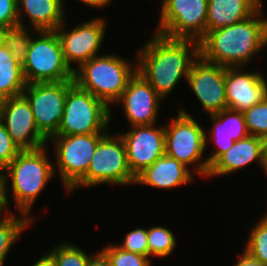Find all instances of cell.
<instances>
[{
    "mask_svg": "<svg viewBox=\"0 0 267 266\" xmlns=\"http://www.w3.org/2000/svg\"><path fill=\"white\" fill-rule=\"evenodd\" d=\"M199 56V41L169 38L155 33L138 50L137 71L164 100L181 78L187 81L191 67Z\"/></svg>",
    "mask_w": 267,
    "mask_h": 266,
    "instance_id": "obj_1",
    "label": "cell"
},
{
    "mask_svg": "<svg viewBox=\"0 0 267 266\" xmlns=\"http://www.w3.org/2000/svg\"><path fill=\"white\" fill-rule=\"evenodd\" d=\"M260 7L235 24L209 31L200 41V55L224 67H242L266 46L267 18Z\"/></svg>",
    "mask_w": 267,
    "mask_h": 266,
    "instance_id": "obj_2",
    "label": "cell"
},
{
    "mask_svg": "<svg viewBox=\"0 0 267 266\" xmlns=\"http://www.w3.org/2000/svg\"><path fill=\"white\" fill-rule=\"evenodd\" d=\"M135 61L134 66L116 54L98 55L76 67L73 80L79 88L90 92L111 109V104L120 98L136 73Z\"/></svg>",
    "mask_w": 267,
    "mask_h": 266,
    "instance_id": "obj_3",
    "label": "cell"
},
{
    "mask_svg": "<svg viewBox=\"0 0 267 266\" xmlns=\"http://www.w3.org/2000/svg\"><path fill=\"white\" fill-rule=\"evenodd\" d=\"M46 146L20 151L4 169L6 182L8 177L11 179L14 205L19 213L28 217H31L29 212L35 200L55 173L53 163L48 159Z\"/></svg>",
    "mask_w": 267,
    "mask_h": 266,
    "instance_id": "obj_4",
    "label": "cell"
},
{
    "mask_svg": "<svg viewBox=\"0 0 267 266\" xmlns=\"http://www.w3.org/2000/svg\"><path fill=\"white\" fill-rule=\"evenodd\" d=\"M38 36L32 37L22 64L27 84L73 80L75 68L66 63L56 31H38Z\"/></svg>",
    "mask_w": 267,
    "mask_h": 266,
    "instance_id": "obj_5",
    "label": "cell"
},
{
    "mask_svg": "<svg viewBox=\"0 0 267 266\" xmlns=\"http://www.w3.org/2000/svg\"><path fill=\"white\" fill-rule=\"evenodd\" d=\"M122 137L106 133L99 141L85 176L70 190L99 184H135Z\"/></svg>",
    "mask_w": 267,
    "mask_h": 266,
    "instance_id": "obj_6",
    "label": "cell"
},
{
    "mask_svg": "<svg viewBox=\"0 0 267 266\" xmlns=\"http://www.w3.org/2000/svg\"><path fill=\"white\" fill-rule=\"evenodd\" d=\"M111 113L102 100L74 84L67 91L62 121L55 135L106 133Z\"/></svg>",
    "mask_w": 267,
    "mask_h": 266,
    "instance_id": "obj_7",
    "label": "cell"
},
{
    "mask_svg": "<svg viewBox=\"0 0 267 266\" xmlns=\"http://www.w3.org/2000/svg\"><path fill=\"white\" fill-rule=\"evenodd\" d=\"M74 84V80L29 83L22 93L30 104L39 132L47 140L59 129L67 91Z\"/></svg>",
    "mask_w": 267,
    "mask_h": 266,
    "instance_id": "obj_8",
    "label": "cell"
},
{
    "mask_svg": "<svg viewBox=\"0 0 267 266\" xmlns=\"http://www.w3.org/2000/svg\"><path fill=\"white\" fill-rule=\"evenodd\" d=\"M106 133L54 135L48 142L55 144L60 178L70 191L87 173L100 139Z\"/></svg>",
    "mask_w": 267,
    "mask_h": 266,
    "instance_id": "obj_9",
    "label": "cell"
},
{
    "mask_svg": "<svg viewBox=\"0 0 267 266\" xmlns=\"http://www.w3.org/2000/svg\"><path fill=\"white\" fill-rule=\"evenodd\" d=\"M156 33L200 41L206 35L208 0H163Z\"/></svg>",
    "mask_w": 267,
    "mask_h": 266,
    "instance_id": "obj_10",
    "label": "cell"
},
{
    "mask_svg": "<svg viewBox=\"0 0 267 266\" xmlns=\"http://www.w3.org/2000/svg\"><path fill=\"white\" fill-rule=\"evenodd\" d=\"M165 126V154L187 167L201 160L208 144V135L185 110Z\"/></svg>",
    "mask_w": 267,
    "mask_h": 266,
    "instance_id": "obj_11",
    "label": "cell"
},
{
    "mask_svg": "<svg viewBox=\"0 0 267 266\" xmlns=\"http://www.w3.org/2000/svg\"><path fill=\"white\" fill-rule=\"evenodd\" d=\"M0 118L20 151L35 150L48 144L39 132L30 104L23 95L3 99Z\"/></svg>",
    "mask_w": 267,
    "mask_h": 266,
    "instance_id": "obj_12",
    "label": "cell"
},
{
    "mask_svg": "<svg viewBox=\"0 0 267 266\" xmlns=\"http://www.w3.org/2000/svg\"><path fill=\"white\" fill-rule=\"evenodd\" d=\"M225 79L226 67L209 62L201 55L194 61L187 83L207 114L227 108Z\"/></svg>",
    "mask_w": 267,
    "mask_h": 266,
    "instance_id": "obj_13",
    "label": "cell"
},
{
    "mask_svg": "<svg viewBox=\"0 0 267 266\" xmlns=\"http://www.w3.org/2000/svg\"><path fill=\"white\" fill-rule=\"evenodd\" d=\"M120 134L125 147L132 175L136 178L157 159L165 155V125H142L130 127Z\"/></svg>",
    "mask_w": 267,
    "mask_h": 266,
    "instance_id": "obj_14",
    "label": "cell"
},
{
    "mask_svg": "<svg viewBox=\"0 0 267 266\" xmlns=\"http://www.w3.org/2000/svg\"><path fill=\"white\" fill-rule=\"evenodd\" d=\"M105 25V19L95 17L79 24L69 32L63 30L66 29L64 22L55 30L62 45L65 61L70 68H72V62L80 66L98 56L97 52L105 38Z\"/></svg>",
    "mask_w": 267,
    "mask_h": 266,
    "instance_id": "obj_15",
    "label": "cell"
},
{
    "mask_svg": "<svg viewBox=\"0 0 267 266\" xmlns=\"http://www.w3.org/2000/svg\"><path fill=\"white\" fill-rule=\"evenodd\" d=\"M161 101L164 100L141 73L136 71L115 104H122L124 114L131 124L130 126L134 127L156 124Z\"/></svg>",
    "mask_w": 267,
    "mask_h": 266,
    "instance_id": "obj_16",
    "label": "cell"
},
{
    "mask_svg": "<svg viewBox=\"0 0 267 266\" xmlns=\"http://www.w3.org/2000/svg\"><path fill=\"white\" fill-rule=\"evenodd\" d=\"M212 124L211 141L214 140L216 150L207 159L199 162L194 172L205 176L208 175L210 166L227 150H229L235 141L243 139L249 135L244 120V114L238 110L226 108L221 112L209 114ZM213 139V140H212Z\"/></svg>",
    "mask_w": 267,
    "mask_h": 266,
    "instance_id": "obj_17",
    "label": "cell"
},
{
    "mask_svg": "<svg viewBox=\"0 0 267 266\" xmlns=\"http://www.w3.org/2000/svg\"><path fill=\"white\" fill-rule=\"evenodd\" d=\"M240 67H226L227 108L245 111L267 96V81L260 72H240Z\"/></svg>",
    "mask_w": 267,
    "mask_h": 266,
    "instance_id": "obj_18",
    "label": "cell"
},
{
    "mask_svg": "<svg viewBox=\"0 0 267 266\" xmlns=\"http://www.w3.org/2000/svg\"><path fill=\"white\" fill-rule=\"evenodd\" d=\"M255 161L262 168L263 139L248 135L235 141L233 146L210 166L207 177L232 174Z\"/></svg>",
    "mask_w": 267,
    "mask_h": 266,
    "instance_id": "obj_19",
    "label": "cell"
},
{
    "mask_svg": "<svg viewBox=\"0 0 267 266\" xmlns=\"http://www.w3.org/2000/svg\"><path fill=\"white\" fill-rule=\"evenodd\" d=\"M188 167L177 159L163 155L136 177L135 184H145L158 189H170L192 183Z\"/></svg>",
    "mask_w": 267,
    "mask_h": 266,
    "instance_id": "obj_20",
    "label": "cell"
},
{
    "mask_svg": "<svg viewBox=\"0 0 267 266\" xmlns=\"http://www.w3.org/2000/svg\"><path fill=\"white\" fill-rule=\"evenodd\" d=\"M63 1L17 0L19 25L25 26L22 19L28 16L35 33H38V31H55L65 21ZM21 12H25L26 16H21Z\"/></svg>",
    "mask_w": 267,
    "mask_h": 266,
    "instance_id": "obj_21",
    "label": "cell"
},
{
    "mask_svg": "<svg viewBox=\"0 0 267 266\" xmlns=\"http://www.w3.org/2000/svg\"><path fill=\"white\" fill-rule=\"evenodd\" d=\"M262 0H208L206 34L252 16Z\"/></svg>",
    "mask_w": 267,
    "mask_h": 266,
    "instance_id": "obj_22",
    "label": "cell"
},
{
    "mask_svg": "<svg viewBox=\"0 0 267 266\" xmlns=\"http://www.w3.org/2000/svg\"><path fill=\"white\" fill-rule=\"evenodd\" d=\"M21 217H16L13 213L0 219V262H5V258L13 244L18 240L22 231L29 227L33 217H28L20 213Z\"/></svg>",
    "mask_w": 267,
    "mask_h": 266,
    "instance_id": "obj_23",
    "label": "cell"
},
{
    "mask_svg": "<svg viewBox=\"0 0 267 266\" xmlns=\"http://www.w3.org/2000/svg\"><path fill=\"white\" fill-rule=\"evenodd\" d=\"M28 30L30 29L20 25L14 28L0 29V42L9 49L20 64H23L26 59L33 36Z\"/></svg>",
    "mask_w": 267,
    "mask_h": 266,
    "instance_id": "obj_24",
    "label": "cell"
},
{
    "mask_svg": "<svg viewBox=\"0 0 267 266\" xmlns=\"http://www.w3.org/2000/svg\"><path fill=\"white\" fill-rule=\"evenodd\" d=\"M26 86L22 65L0 67V97L2 99L22 95Z\"/></svg>",
    "mask_w": 267,
    "mask_h": 266,
    "instance_id": "obj_25",
    "label": "cell"
},
{
    "mask_svg": "<svg viewBox=\"0 0 267 266\" xmlns=\"http://www.w3.org/2000/svg\"><path fill=\"white\" fill-rule=\"evenodd\" d=\"M149 256L166 257L171 254L177 244L170 229L154 226L147 229Z\"/></svg>",
    "mask_w": 267,
    "mask_h": 266,
    "instance_id": "obj_26",
    "label": "cell"
},
{
    "mask_svg": "<svg viewBox=\"0 0 267 266\" xmlns=\"http://www.w3.org/2000/svg\"><path fill=\"white\" fill-rule=\"evenodd\" d=\"M262 217L251 230L243 251L254 260L267 266V219Z\"/></svg>",
    "mask_w": 267,
    "mask_h": 266,
    "instance_id": "obj_27",
    "label": "cell"
},
{
    "mask_svg": "<svg viewBox=\"0 0 267 266\" xmlns=\"http://www.w3.org/2000/svg\"><path fill=\"white\" fill-rule=\"evenodd\" d=\"M48 252L57 266H88L91 256L76 246V244L62 242Z\"/></svg>",
    "mask_w": 267,
    "mask_h": 266,
    "instance_id": "obj_28",
    "label": "cell"
},
{
    "mask_svg": "<svg viewBox=\"0 0 267 266\" xmlns=\"http://www.w3.org/2000/svg\"><path fill=\"white\" fill-rule=\"evenodd\" d=\"M243 114L249 135L267 138V96Z\"/></svg>",
    "mask_w": 267,
    "mask_h": 266,
    "instance_id": "obj_29",
    "label": "cell"
},
{
    "mask_svg": "<svg viewBox=\"0 0 267 266\" xmlns=\"http://www.w3.org/2000/svg\"><path fill=\"white\" fill-rule=\"evenodd\" d=\"M109 259L111 266H151V258L132 253L109 244L101 250Z\"/></svg>",
    "mask_w": 267,
    "mask_h": 266,
    "instance_id": "obj_30",
    "label": "cell"
},
{
    "mask_svg": "<svg viewBox=\"0 0 267 266\" xmlns=\"http://www.w3.org/2000/svg\"><path fill=\"white\" fill-rule=\"evenodd\" d=\"M117 246L125 251L149 257L147 229L136 228L126 234L123 243Z\"/></svg>",
    "mask_w": 267,
    "mask_h": 266,
    "instance_id": "obj_31",
    "label": "cell"
},
{
    "mask_svg": "<svg viewBox=\"0 0 267 266\" xmlns=\"http://www.w3.org/2000/svg\"><path fill=\"white\" fill-rule=\"evenodd\" d=\"M19 152L0 118V170H4Z\"/></svg>",
    "mask_w": 267,
    "mask_h": 266,
    "instance_id": "obj_32",
    "label": "cell"
},
{
    "mask_svg": "<svg viewBox=\"0 0 267 266\" xmlns=\"http://www.w3.org/2000/svg\"><path fill=\"white\" fill-rule=\"evenodd\" d=\"M17 0H0V29L19 26Z\"/></svg>",
    "mask_w": 267,
    "mask_h": 266,
    "instance_id": "obj_33",
    "label": "cell"
},
{
    "mask_svg": "<svg viewBox=\"0 0 267 266\" xmlns=\"http://www.w3.org/2000/svg\"><path fill=\"white\" fill-rule=\"evenodd\" d=\"M4 170H0V214L8 209V191Z\"/></svg>",
    "mask_w": 267,
    "mask_h": 266,
    "instance_id": "obj_34",
    "label": "cell"
},
{
    "mask_svg": "<svg viewBox=\"0 0 267 266\" xmlns=\"http://www.w3.org/2000/svg\"><path fill=\"white\" fill-rule=\"evenodd\" d=\"M11 65H22L20 64L7 49L0 42V67L2 66H11Z\"/></svg>",
    "mask_w": 267,
    "mask_h": 266,
    "instance_id": "obj_35",
    "label": "cell"
},
{
    "mask_svg": "<svg viewBox=\"0 0 267 266\" xmlns=\"http://www.w3.org/2000/svg\"><path fill=\"white\" fill-rule=\"evenodd\" d=\"M88 266H111V263L107 256L100 251L99 253L97 252L94 257L91 255Z\"/></svg>",
    "mask_w": 267,
    "mask_h": 266,
    "instance_id": "obj_36",
    "label": "cell"
},
{
    "mask_svg": "<svg viewBox=\"0 0 267 266\" xmlns=\"http://www.w3.org/2000/svg\"><path fill=\"white\" fill-rule=\"evenodd\" d=\"M238 257V261L234 266H264L261 262L248 256L244 251Z\"/></svg>",
    "mask_w": 267,
    "mask_h": 266,
    "instance_id": "obj_37",
    "label": "cell"
},
{
    "mask_svg": "<svg viewBox=\"0 0 267 266\" xmlns=\"http://www.w3.org/2000/svg\"><path fill=\"white\" fill-rule=\"evenodd\" d=\"M33 266H57L55 259L49 254H44Z\"/></svg>",
    "mask_w": 267,
    "mask_h": 266,
    "instance_id": "obj_38",
    "label": "cell"
},
{
    "mask_svg": "<svg viewBox=\"0 0 267 266\" xmlns=\"http://www.w3.org/2000/svg\"><path fill=\"white\" fill-rule=\"evenodd\" d=\"M82 3L96 8L106 7L112 0H79Z\"/></svg>",
    "mask_w": 267,
    "mask_h": 266,
    "instance_id": "obj_39",
    "label": "cell"
},
{
    "mask_svg": "<svg viewBox=\"0 0 267 266\" xmlns=\"http://www.w3.org/2000/svg\"><path fill=\"white\" fill-rule=\"evenodd\" d=\"M262 169L267 174V138L263 139V165Z\"/></svg>",
    "mask_w": 267,
    "mask_h": 266,
    "instance_id": "obj_40",
    "label": "cell"
},
{
    "mask_svg": "<svg viewBox=\"0 0 267 266\" xmlns=\"http://www.w3.org/2000/svg\"><path fill=\"white\" fill-rule=\"evenodd\" d=\"M2 102H3V99L0 97V106H1Z\"/></svg>",
    "mask_w": 267,
    "mask_h": 266,
    "instance_id": "obj_41",
    "label": "cell"
}]
</instances>
